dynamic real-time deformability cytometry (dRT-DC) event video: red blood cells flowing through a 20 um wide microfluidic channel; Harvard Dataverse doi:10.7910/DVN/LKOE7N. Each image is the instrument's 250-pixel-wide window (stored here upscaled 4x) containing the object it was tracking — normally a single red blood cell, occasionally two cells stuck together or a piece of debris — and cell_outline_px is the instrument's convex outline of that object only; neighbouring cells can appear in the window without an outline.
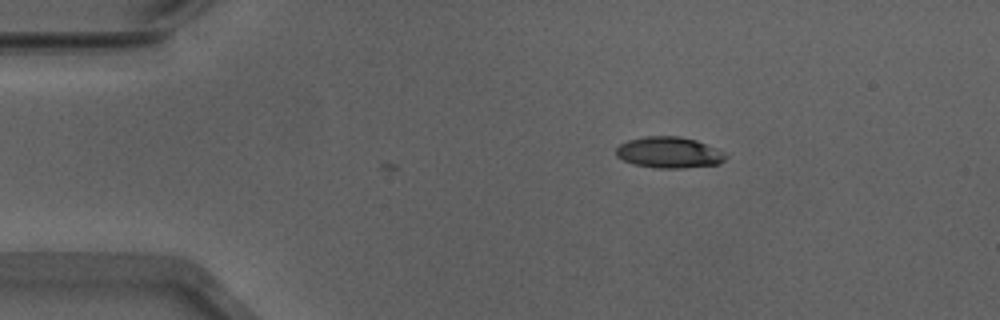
{"species": "Egyptian fruit bat (a non-hibernating species)", "species_latin": "Rousettus aegyptiacus", "temperature_condition": "warm", "stored_images_in_passage": 3, "camera_frame_rate_fps": 3000, "um_per_image_px": 0.085, "animal": {"sex": "male"}, "frame": {"image": 1, "passage_image": 1, "time_ms": 0.0, "image_size_px": [1000, 320], "cell_outline_px": [[728, 156], [720, 164], [684, 168], [656, 168], [632, 164], [616, 156], [616, 148], [620, 144], [628, 140], [644, 136], [680, 136], [696, 140], [716, 148], [724, 152]], "centroid_in_image_um": [56.88, 12.96], "position_along_channel_um": 28.1, "area_um2": 20.06}}